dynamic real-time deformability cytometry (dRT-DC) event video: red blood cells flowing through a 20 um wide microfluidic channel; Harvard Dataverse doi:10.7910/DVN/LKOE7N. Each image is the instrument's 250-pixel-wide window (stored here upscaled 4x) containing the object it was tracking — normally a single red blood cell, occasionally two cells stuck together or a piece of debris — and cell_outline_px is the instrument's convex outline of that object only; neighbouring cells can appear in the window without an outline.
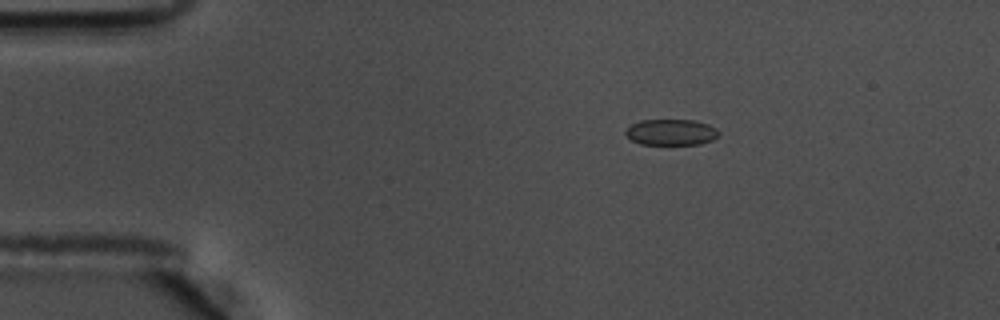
{"species": "common noctule bat (a hibernating species)", "species_latin": "Nyctalus noctula", "temperature_condition": "warm", "stored_images_in_passage": 49, "camera_frame_rate_fps": 3000, "um_per_image_px": 0.085, "animal": {"sex": "male", "body_mass_g": 17.5, "forearm_length_mm": 52.3}, "frame": {"image": 1, "passage_image": 3, "time_ms": 0.667, "image_size_px": [1000, 320], "cell_outline_px": [[720, 132], [712, 140], [700, 144], [640, 144], [632, 140], [624, 132], [632, 124], [640, 120], [692, 120], [708, 124], [716, 128]], "centroid_in_image_um": [57.05, 11.23], "position_along_channel_um": 27.9, "area_um2": 13.99}}
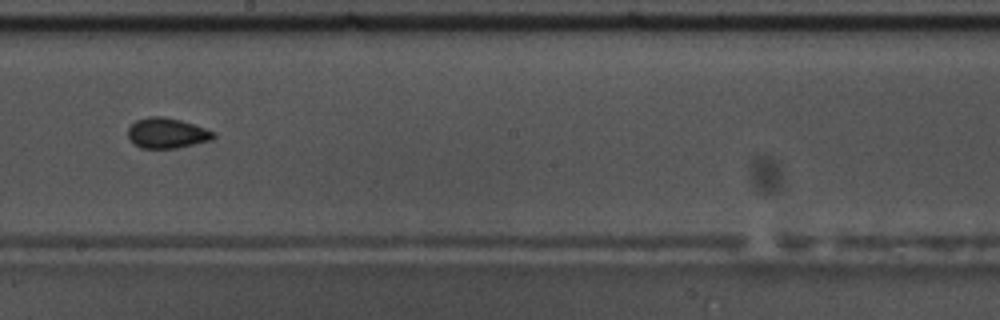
{"frame": {"image": 2, "passage_image": 25, "time_ms": 8.0, "image_size_px": [1000, 320], "cell_outline_px": [[216, 136], [212, 140], [176, 148], [140, 148], [128, 140], [128, 128], [136, 120], [148, 116], [160, 116], [180, 120], [216, 132]], "centroid_in_image_um": [14.17, 11.32], "position_along_channel_um": 234.0, "area_um2": 15.14}}
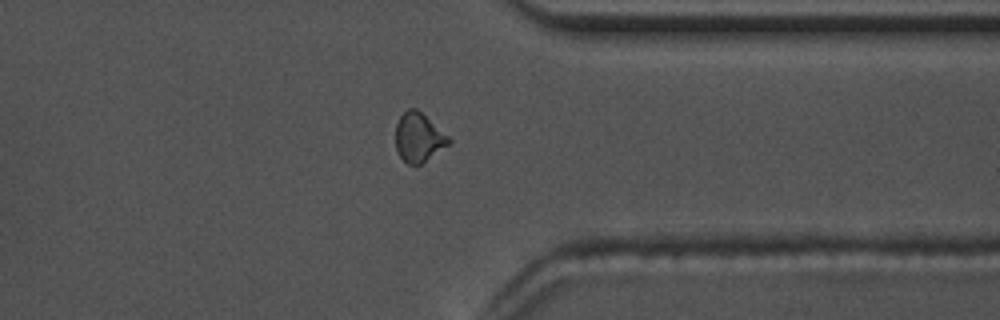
{"frame": {"image": 3, "passage_image": 37, "time_ms": 12.0, "image_size_px": [1000, 320], "cell_outline_px": [[452, 140], [448, 144], [420, 164], [408, 164], [400, 156], [396, 148], [396, 124], [400, 116], [408, 108], [416, 108], [448, 136]], "centroid_in_image_um": [35.56, 11.66], "position_along_channel_um": 375.8, "area_um2": 14.74}, "authors_computed_cell_mechanics": {"area_um2": 14.5078, "velocity_mm_per_s": 3.6395, "shape_relaxation_time_tau1_ms": null, "shape_relaxation_time_tau2_ms": 1.6364, "deformation_change_tau1": null, "deformation_change_tau2": 0.0637}}